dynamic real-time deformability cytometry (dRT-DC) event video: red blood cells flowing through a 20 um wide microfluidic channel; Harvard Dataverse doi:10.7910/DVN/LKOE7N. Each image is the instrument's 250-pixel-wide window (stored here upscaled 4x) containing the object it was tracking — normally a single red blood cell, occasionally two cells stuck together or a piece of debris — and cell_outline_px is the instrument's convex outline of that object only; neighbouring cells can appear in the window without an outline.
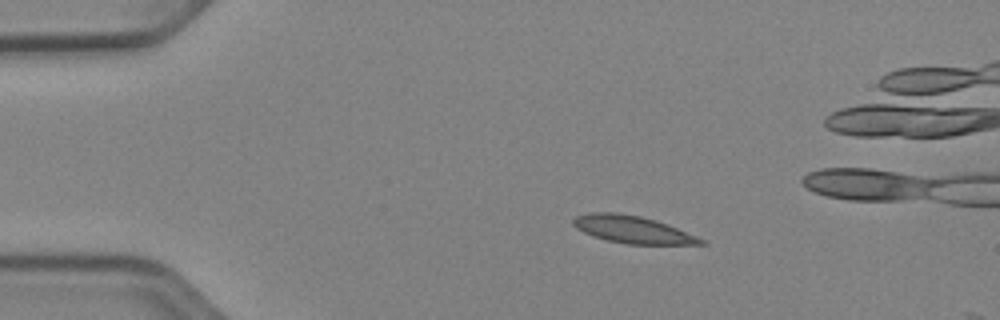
{"species": "Egyptian fruit bat (a non-hibernating species)", "species_latin": "Rousettus aegyptiacus", "temperature_condition": "cold", "stored_images_in_passage": 15, "camera_frame_rate_fps": 3000, "um_per_image_px": 0.085, "animal": {"sex": "female"}, "frame": {"image": 1, "passage_image": 10, "time_ms": 3.0, "image_size_px": [1000, 320], "cell_outline_px": [[708, 244], [628, 244], [608, 240], [584, 232], [576, 228], [572, 224], [572, 220], [576, 216], [588, 212], [616, 212], [640, 216], [656, 220], [668, 224], [708, 240]], "centroid_in_image_um": [53.82, 19.5], "position_along_channel_um": 31.2, "area_um2": 20.4}}